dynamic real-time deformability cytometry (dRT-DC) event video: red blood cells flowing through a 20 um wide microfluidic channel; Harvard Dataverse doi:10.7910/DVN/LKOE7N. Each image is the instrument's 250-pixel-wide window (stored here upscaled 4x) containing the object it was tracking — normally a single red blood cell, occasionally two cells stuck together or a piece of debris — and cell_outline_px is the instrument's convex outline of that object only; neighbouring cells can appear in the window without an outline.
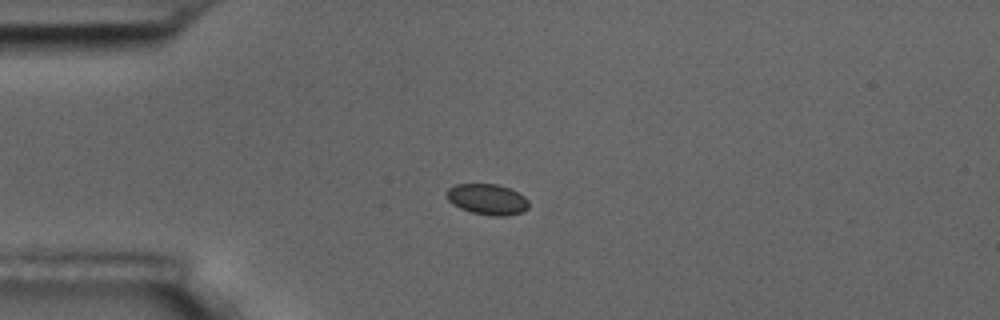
{"species": "common noctule bat (a hibernating species)", "species_latin": "Nyctalus noctula", "temperature_condition": "room temperature", "stored_images_in_passage": 7, "camera_frame_rate_fps": 3000, "um_per_image_px": 0.085, "animal": {"sex": "male", "body_mass_g": 17.5, "forearm_length_mm": 52.3}, "frame": {"image": 1, "passage_image": 3, "time_ms": 2.333, "image_size_px": [1000, 320], "cell_outline_px": [[528, 208], [520, 212], [504, 216], [496, 216], [472, 212], [460, 208], [452, 204], [444, 196], [444, 192], [448, 188], [456, 184], [496, 184], [508, 188], [524, 196], [528, 200]], "centroid_in_image_um": [41.36, 16.93], "position_along_channel_um": 43.6, "area_um2": 14.68}}
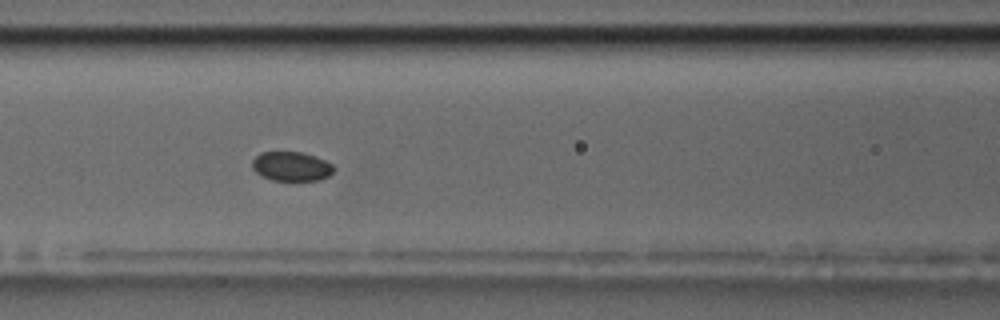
{"frame": {"image": 2, "passage_image": 6, "time_ms": 5.667, "image_size_px": [1000, 320], "cell_outline_px": [[336, 168], [328, 176], [320, 180], [272, 180], [260, 176], [252, 168], [252, 160], [260, 152], [300, 152], [316, 156], [332, 164]], "centroid_in_image_um": [24.76, 14.14], "position_along_channel_um": 141.8, "area_um2": 13.99}}
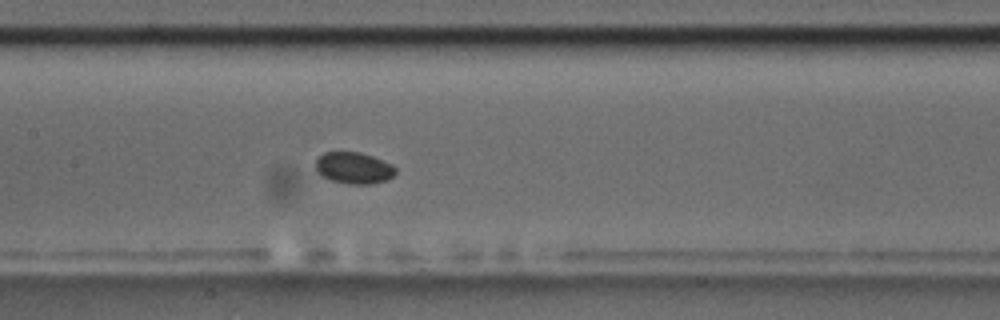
{"frame": {"image": 3, "passage_image": 7, "time_ms": 6.667, "image_size_px": [1000, 320], "cell_outline_px": [[396, 172], [388, 180], [372, 184], [348, 184], [332, 180], [320, 176], [316, 172], [316, 160], [324, 152], [360, 152], [372, 156], [392, 164], [396, 168]], "centroid_in_image_um": [30.07, 14.28], "position_along_channel_um": 177.3, "area_um2": 14.8}}